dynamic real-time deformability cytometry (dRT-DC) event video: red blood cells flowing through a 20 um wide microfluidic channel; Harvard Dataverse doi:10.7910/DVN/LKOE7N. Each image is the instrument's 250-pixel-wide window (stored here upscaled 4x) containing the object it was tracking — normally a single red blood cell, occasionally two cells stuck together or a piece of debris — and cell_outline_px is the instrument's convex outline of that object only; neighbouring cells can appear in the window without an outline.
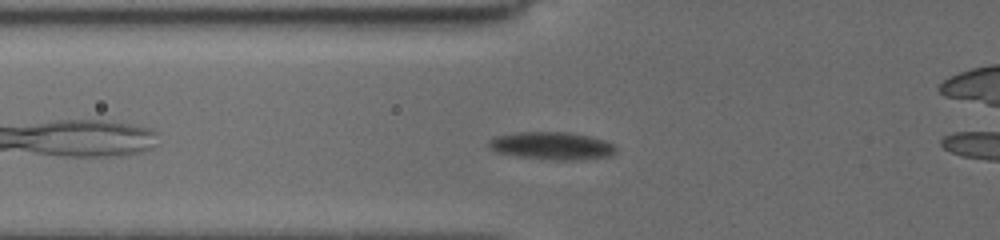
{"species": "common noctule bat (a hibernating species)", "species_latin": "Nyctalus noctula", "temperature_condition": "cold", "stored_images_in_passage": 32, "camera_frame_rate_fps": 3000, "um_per_image_px": 0.085, "animal": {"sex": "female", "body_mass_g": 19.5, "forearm_length_mm": 54.1}, "frame": {"image": 1, "passage_image": 9, "time_ms": 2.333, "image_size_px": [1000, 240], "cell_outline_px": [[616, 152], [612, 156], [580, 160], [552, 160], [520, 156], [496, 152], [488, 148], [488, 140], [496, 136], [520, 132], [568, 132], [588, 136], [612, 144], [616, 148]], "centroid_in_image_um": [46.89, 12.4], "position_along_channel_um": 78.9, "area_um2": 20.4}}
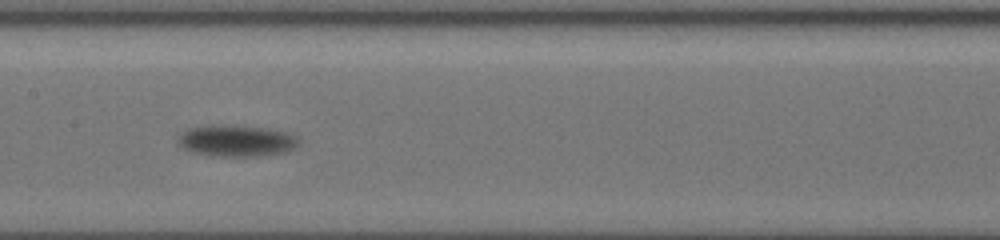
{"frame": {"image": 2, "passage_image": 20, "time_ms": 5.333, "image_size_px": [1000, 240], "cell_outline_px": [[296, 144], [292, 148], [284, 152], [268, 156], [208, 156], [192, 152], [184, 148], [176, 140], [188, 128], [256, 128], [276, 132], [292, 136], [296, 140]], "centroid_in_image_um": [20.01, 12.06], "position_along_channel_um": 187.4, "area_um2": 20.35}}
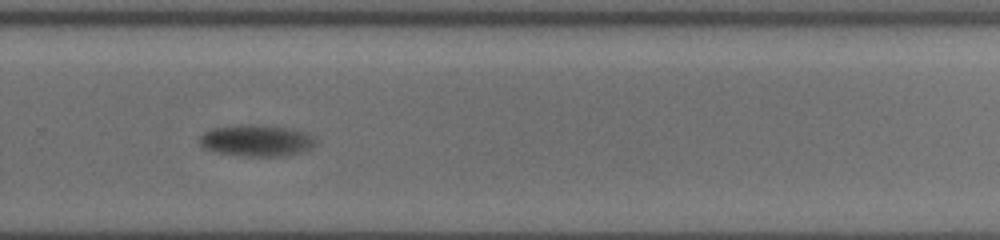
{"frame": {"image": 3, "passage_image": 29, "time_ms": 8.667, "image_size_px": [1000, 240], "cell_outline_px": [[312, 144], [288, 156], [236, 156], [216, 152], [204, 148], [200, 144], [200, 136], [204, 132], [212, 128], [280, 128], [300, 132], [308, 136], [312, 140]], "centroid_in_image_um": [21.63, 12.03], "position_along_channel_um": 308.2, "area_um2": 19.31}}